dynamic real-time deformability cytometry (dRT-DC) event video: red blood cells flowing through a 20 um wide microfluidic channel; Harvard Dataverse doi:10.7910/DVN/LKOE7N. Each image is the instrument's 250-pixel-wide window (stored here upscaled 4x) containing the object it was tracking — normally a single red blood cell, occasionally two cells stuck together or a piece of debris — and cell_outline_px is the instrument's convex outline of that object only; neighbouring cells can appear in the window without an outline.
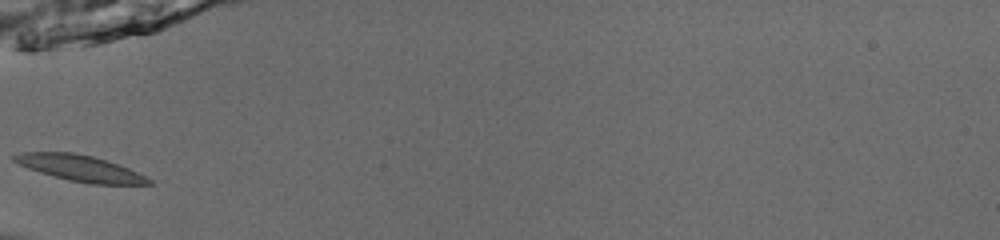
{"species": "common noctule bat (a hibernating species)", "species_latin": "Nyctalus noctula", "temperature_condition": "room temperature", "stored_images_in_passage": 33, "camera_frame_rate_fps": 3000, "um_per_image_px": 0.085, "animal": {"sex": "male", "body_mass_g": 13.0, "forearm_length_mm": 53.1}, "frame": {"image": 1, "passage_image": 1, "time_ms": 0.0, "image_size_px": [1000, 240], "cell_outline_px": [[152, 184], [92, 184], [68, 180], [40, 172], [28, 168], [12, 160], [12, 156], [24, 152], [72, 152], [92, 156], [108, 160], [128, 168], [152, 180]], "centroid_in_image_um": [6.81, 14.29], "position_along_channel_um": 78.2, "area_um2": 20.17}}
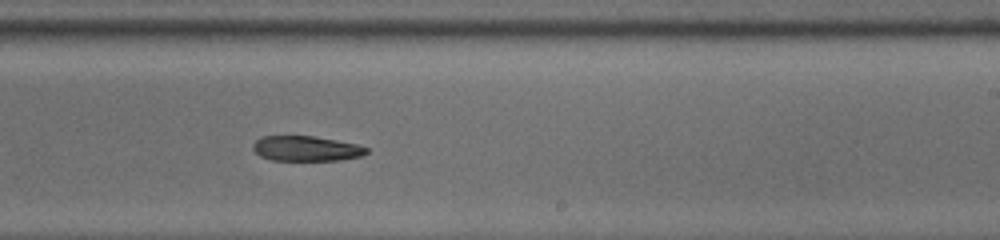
{"frame": {"image": 2, "passage_image": 15, "time_ms": 4.667, "image_size_px": [1000, 240], "cell_outline_px": [[368, 152], [360, 156], [340, 160], [272, 160], [260, 156], [252, 148], [252, 144], [260, 136], [312, 136], [336, 140], [356, 144], [368, 148]], "centroid_in_image_um": [25.99, 12.62], "position_along_channel_um": 263.0, "area_um2": 16.53}}
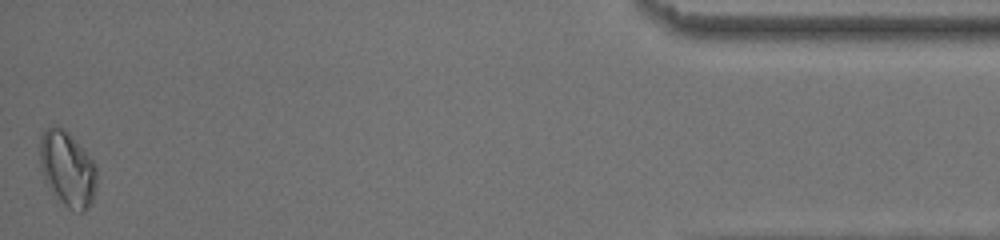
{"frame": {"image": 3, "passage_image": 33, "time_ms": 10.667, "image_size_px": [1000, 240], "cell_outline_px": [[96, 188], [92, 204], [84, 212], [80, 212], [68, 208], [56, 196], [44, 180], [40, 168], [40, 136], [48, 128], [64, 128], [84, 148], [96, 164]], "centroid_in_image_um": [5.76, 14.37], "position_along_channel_um": 429.4, "area_um2": 24.97}}